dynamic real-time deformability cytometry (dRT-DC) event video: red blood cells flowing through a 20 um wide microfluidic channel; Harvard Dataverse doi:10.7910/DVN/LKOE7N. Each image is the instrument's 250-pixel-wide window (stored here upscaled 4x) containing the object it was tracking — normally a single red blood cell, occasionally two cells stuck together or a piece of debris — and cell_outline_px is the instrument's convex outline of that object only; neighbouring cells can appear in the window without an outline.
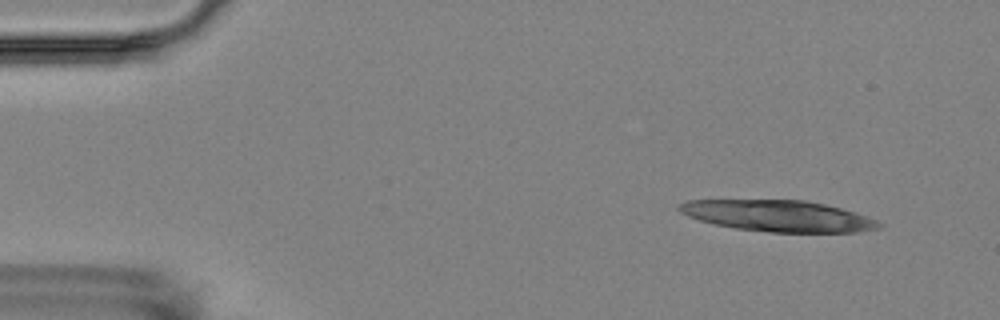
{"species": "Egyptian fruit bat (a non-hibernating species)", "species_latin": "Rousettus aegyptiacus", "temperature_condition": "room temperature", "stored_images_in_passage": 5, "camera_frame_rate_fps": 3000, "um_per_image_px": 0.085, "animal": {"sex": "female"}, "frame": {"image": 1, "passage_image": 1, "time_ms": 0.0, "image_size_px": [1000, 320], "cell_outline_px": [[884, 224], [880, 228], [860, 232], [768, 232], [736, 228], [716, 224], [700, 220], [688, 216], [680, 212], [676, 208], [676, 204], [688, 200], [804, 200], [824, 204], [856, 212], [876, 220]], "centroid_in_image_um": [66.15, 18.35], "position_along_channel_um": 18.9, "area_um2": 36.36}}
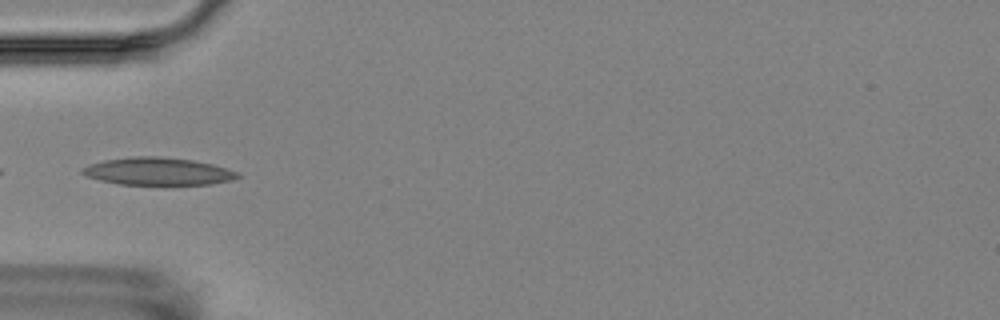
{"frame": {"image": 2, "passage_image": 5, "time_ms": 4.333, "image_size_px": [1000, 320], "cell_outline_px": [[240, 176], [232, 180], [212, 184], [120, 184], [100, 180], [84, 176], [80, 172], [80, 168], [88, 164], [104, 160], [132, 156], [160, 156], [192, 160], [212, 164], [240, 172]], "centroid_in_image_um": [13.39, 14.55], "position_along_channel_um": 71.6, "area_um2": 25.03}}